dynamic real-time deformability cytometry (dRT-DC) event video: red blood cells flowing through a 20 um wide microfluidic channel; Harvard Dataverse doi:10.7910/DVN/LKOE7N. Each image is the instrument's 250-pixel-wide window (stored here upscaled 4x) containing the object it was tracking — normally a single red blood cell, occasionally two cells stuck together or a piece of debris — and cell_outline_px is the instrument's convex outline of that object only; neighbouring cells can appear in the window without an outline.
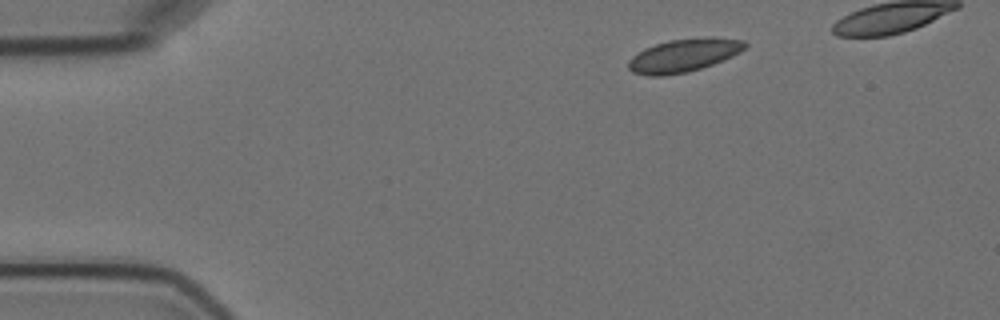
{"species": "Egyptian fruit bat (a non-hibernating species)", "species_latin": "Rousettus aegyptiacus", "temperature_condition": "cold", "stored_images_in_passage": 4, "camera_frame_rate_fps": 3000, "um_per_image_px": 0.085, "animal": {"sex": "female"}, "frame": {"image": 1, "passage_image": 1, "time_ms": 0.0, "image_size_px": [1000, 320], "cell_outline_px": [[748, 44], [740, 52], [732, 56], [712, 64], [688, 72], [664, 76], [648, 76], [632, 72], [628, 68], [628, 60], [632, 56], [644, 48], [668, 40], [712, 36], [744, 40]], "centroid_in_image_um": [58.1, 4.7], "position_along_channel_um": 26.9, "area_um2": 22.66}}